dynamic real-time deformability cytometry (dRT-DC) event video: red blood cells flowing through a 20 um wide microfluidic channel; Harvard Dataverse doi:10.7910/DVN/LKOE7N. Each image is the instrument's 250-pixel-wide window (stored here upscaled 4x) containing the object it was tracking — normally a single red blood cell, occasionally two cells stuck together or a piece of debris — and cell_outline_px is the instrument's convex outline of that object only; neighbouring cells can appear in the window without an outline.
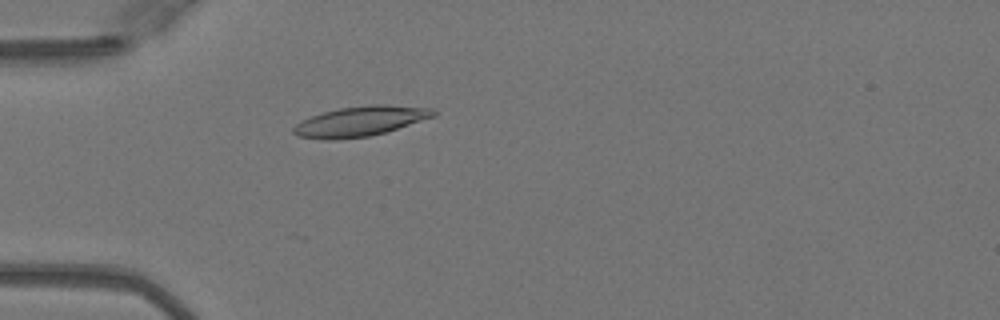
{"species": "Egyptian fruit bat (a non-hibernating species)", "species_latin": "Rousettus aegyptiacus", "temperature_condition": "warm", "stored_images_in_passage": 49, "camera_frame_rate_fps": 3000, "um_per_image_px": 0.085, "animal": {"sex": "female"}, "frame": {"image": 1, "passage_image": 15, "time_ms": 4.667, "image_size_px": [1000, 320], "cell_outline_px": [[436, 116], [384, 132], [368, 136], [332, 140], [296, 136], [292, 132], [292, 128], [300, 120], [324, 112], [340, 108], [372, 104], [384, 104], [436, 108]], "centroid_in_image_um": [30.63, 10.29], "position_along_channel_um": 54.4, "area_um2": 24.39}}
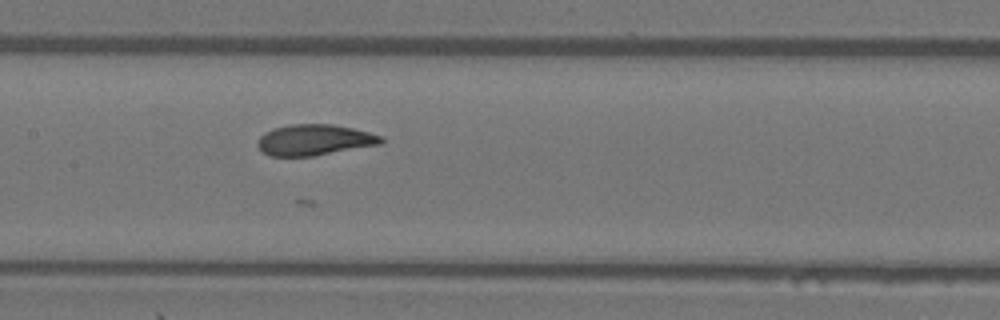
{"frame": {"image": 2, "passage_image": 25, "time_ms": 8.0, "image_size_px": [1000, 320], "cell_outline_px": [[384, 144], [312, 156], [272, 156], [264, 152], [256, 144], [260, 136], [264, 132], [272, 128], [292, 124], [332, 124], [352, 128], [384, 136]], "centroid_in_image_um": [26.76, 11.89], "position_along_channel_um": 180.6, "area_um2": 22.37}}
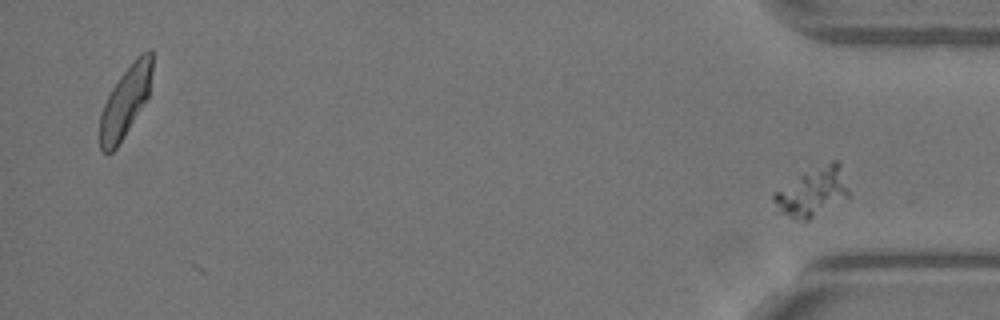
{"frame": {"image": 3, "passage_image": 49, "time_ms": 16.0, "image_size_px": [1000, 320], "cell_outline_px": [[848, 196], [808, 220], [804, 220], [776, 212], [772, 200], [772, 192], [800, 176], [832, 160], [840, 160], [848, 192]], "centroid_in_image_um": [69.01, 16.32], "position_along_channel_um": 366.2, "area_um2": 20.63}}